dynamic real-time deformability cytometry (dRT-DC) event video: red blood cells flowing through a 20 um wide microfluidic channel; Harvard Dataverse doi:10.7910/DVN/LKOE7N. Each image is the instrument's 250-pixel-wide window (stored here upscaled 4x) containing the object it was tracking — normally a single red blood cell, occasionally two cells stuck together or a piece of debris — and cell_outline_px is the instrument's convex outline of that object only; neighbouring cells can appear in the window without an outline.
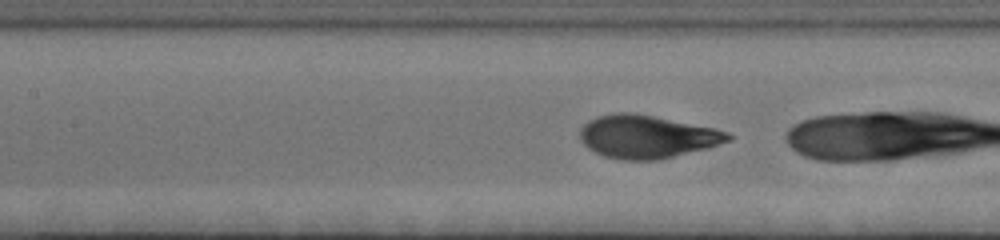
{"species": "human", "species_latin": "Homo sapiens", "temperature_condition": "cold", "stored_images_in_passage": 50, "camera_frame_rate_fps": 3000, "um_per_image_px": 0.085, "donor": {"sex": "female"}, "frame": {"image": 1, "passage_image": 49, "time_ms": 16.0, "image_size_px": [1000, 240], "cell_outline_px": [[732, 140], [708, 148], [656, 160], [624, 160], [604, 156], [588, 148], [580, 140], [580, 128], [588, 120], [596, 116], [616, 112], [632, 112], [716, 128], [728, 132], [732, 136]], "centroid_in_image_um": [54.98, 11.61], "position_along_channel_um": 152.4, "area_um2": 37.17}}